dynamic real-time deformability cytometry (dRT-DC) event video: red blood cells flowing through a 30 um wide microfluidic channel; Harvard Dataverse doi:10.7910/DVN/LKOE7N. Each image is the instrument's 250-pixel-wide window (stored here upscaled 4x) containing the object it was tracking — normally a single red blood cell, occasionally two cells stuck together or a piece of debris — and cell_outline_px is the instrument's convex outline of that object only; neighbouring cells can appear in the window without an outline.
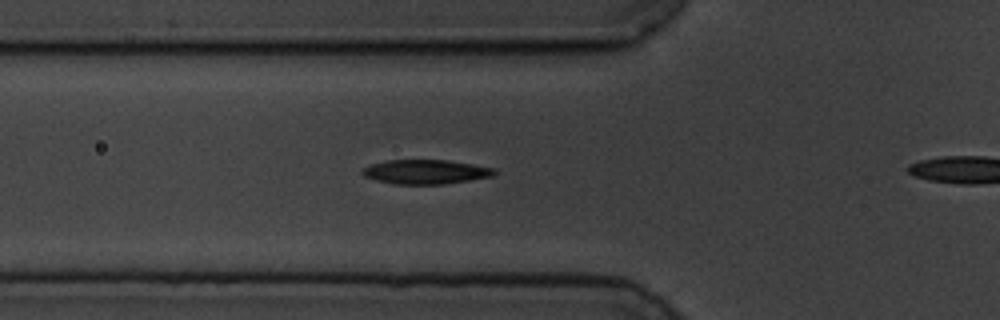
{"species": "common noctule bat (a hibernating species)", "species_latin": "Nyctalus noctula", "temperature_condition": "cold", "stored_images_in_passage": 29, "camera_frame_rate_fps": 3000, "um_per_image_px": 0.085, "animal": {"sex": "male", "body_mass_g": 19.5, "forearm_length_mm": 54.6}, "frame": {"image": 1, "passage_image": 2, "time_ms": 0.333, "image_size_px": [1000, 320], "cell_outline_px": [[496, 172], [492, 176], [444, 184], [396, 184], [376, 180], [364, 176], [360, 172], [364, 168], [372, 164], [388, 160], [448, 160], [496, 168]], "centroid_in_image_um": [36.18, 14.6], "position_along_channel_um": 89.6, "area_um2": 18.55}}
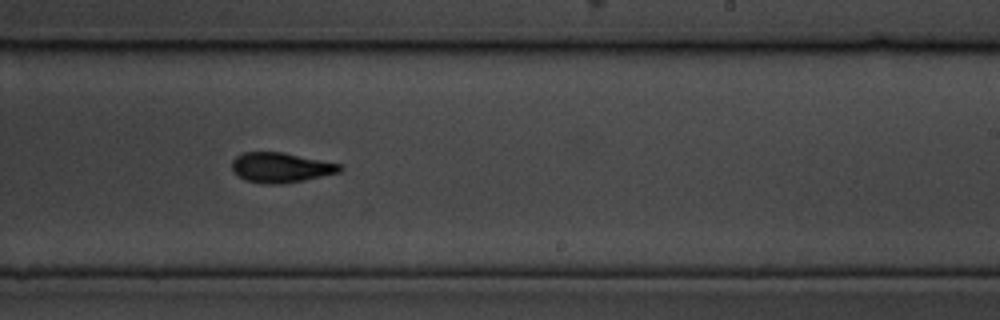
{"frame": {"image": 2, "passage_image": 17, "time_ms": 5.333, "image_size_px": [1000, 320], "cell_outline_px": [[344, 168], [340, 172], [304, 180], [280, 184], [268, 184], [244, 180], [232, 168], [232, 160], [236, 156], [244, 152], [284, 152], [344, 164]], "centroid_in_image_um": [23.93, 14.23], "position_along_channel_um": 265.1, "area_um2": 18.96}}
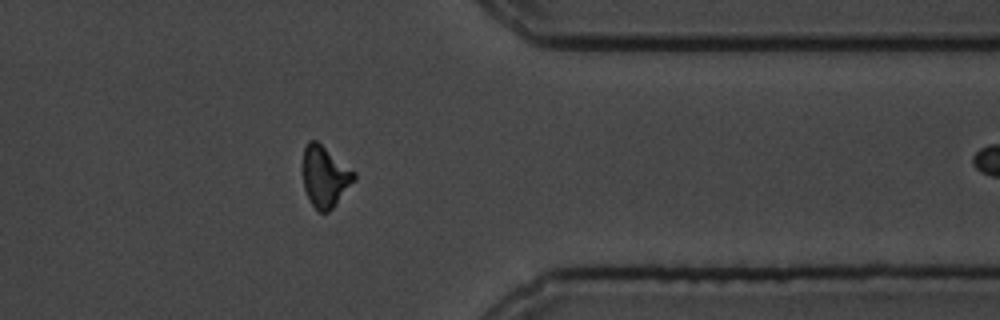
{"frame": {"image": 3, "passage_image": 28, "time_ms": 9.0, "image_size_px": [1000, 320], "cell_outline_px": [[356, 180], [332, 208], [328, 212], [320, 212], [312, 204], [304, 188], [304, 148], [308, 140], [316, 140], [356, 172]], "centroid_in_image_um": [27.65, 14.99], "position_along_channel_um": 383.8, "area_um2": 17.98}}